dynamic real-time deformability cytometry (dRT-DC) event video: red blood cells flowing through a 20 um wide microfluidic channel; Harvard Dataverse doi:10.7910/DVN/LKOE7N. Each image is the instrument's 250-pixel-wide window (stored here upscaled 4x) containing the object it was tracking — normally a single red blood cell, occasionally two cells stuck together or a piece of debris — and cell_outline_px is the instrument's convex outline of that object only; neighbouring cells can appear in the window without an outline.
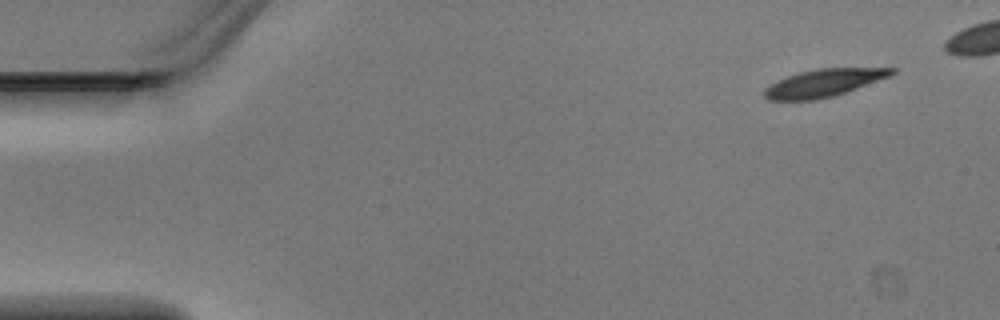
{"species": "Egyptian fruit bat (a non-hibernating species)", "species_latin": "Rousettus aegyptiacus", "temperature_condition": "warm", "stored_images_in_passage": 5, "camera_frame_rate_fps": 3000, "um_per_image_px": 0.085, "animal": {"sex": "male"}, "frame": {"image": 1, "passage_image": 1, "time_ms": 0.0, "image_size_px": [1000, 320], "cell_outline_px": [[896, 72], [892, 76], [832, 96], [812, 100], [768, 100], [764, 96], [764, 88], [776, 80], [800, 72], [816, 68], [896, 68]], "centroid_in_image_um": [70.01, 7.04], "position_along_channel_um": 15.0, "area_um2": 20.35}}